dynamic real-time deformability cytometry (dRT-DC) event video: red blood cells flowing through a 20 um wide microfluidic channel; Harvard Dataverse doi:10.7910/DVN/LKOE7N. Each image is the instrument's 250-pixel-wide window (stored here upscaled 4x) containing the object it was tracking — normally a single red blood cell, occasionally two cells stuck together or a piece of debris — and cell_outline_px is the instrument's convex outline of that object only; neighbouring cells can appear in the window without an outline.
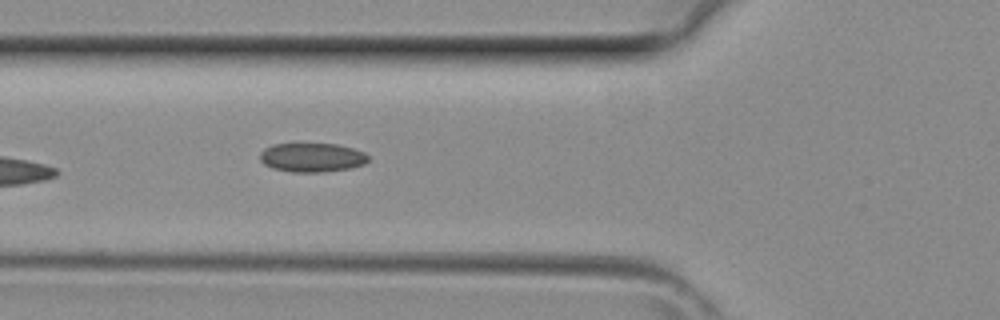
{"species": "common noctule bat (a hibernating species)", "species_latin": "Nyctalus noctula", "temperature_condition": "room temperature", "stored_images_in_passage": 4, "camera_frame_rate_fps": 3000, "um_per_image_px": 0.085, "animal": {"sex": "female", "body_mass_g": 29.2, "forearm_length_mm": 56.3}, "frame": {"image": 1, "passage_image": 4, "time_ms": 1.0, "image_size_px": [1000, 320], "cell_outline_px": [[368, 160], [364, 164], [348, 168], [320, 172], [292, 172], [272, 168], [264, 164], [260, 160], [260, 152], [264, 148], [272, 144], [300, 140], [336, 144], [352, 148], [364, 152], [368, 156]], "centroid_in_image_um": [26.44, 13.32], "position_along_channel_um": 99.4, "area_um2": 19.13}}